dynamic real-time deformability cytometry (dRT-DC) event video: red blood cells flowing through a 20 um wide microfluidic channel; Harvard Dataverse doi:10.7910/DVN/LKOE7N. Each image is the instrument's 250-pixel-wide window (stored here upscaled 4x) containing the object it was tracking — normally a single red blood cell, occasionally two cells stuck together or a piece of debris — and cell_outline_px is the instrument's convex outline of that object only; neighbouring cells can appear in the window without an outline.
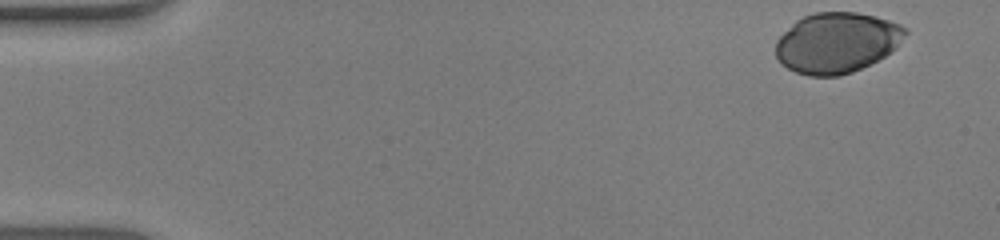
{"species": "human", "species_latin": "Homo sapiens", "temperature_condition": "warm", "stored_images_in_passage": 50, "camera_frame_rate_fps": 3000, "um_per_image_px": 0.085, "donor": {"sex": "male"}, "frame": {"image": 1, "passage_image": 1, "time_ms": 0.0, "image_size_px": [1000, 240], "cell_outline_px": [[908, 32], [896, 48], [884, 56], [852, 72], [836, 76], [808, 76], [796, 72], [788, 68], [776, 56], [776, 40], [796, 20], [804, 16], [816, 12], [856, 12], [876, 16], [900, 24]], "centroid_in_image_um": [71.13, 3.62], "position_along_channel_um": 13.9, "area_um2": 45.37}}
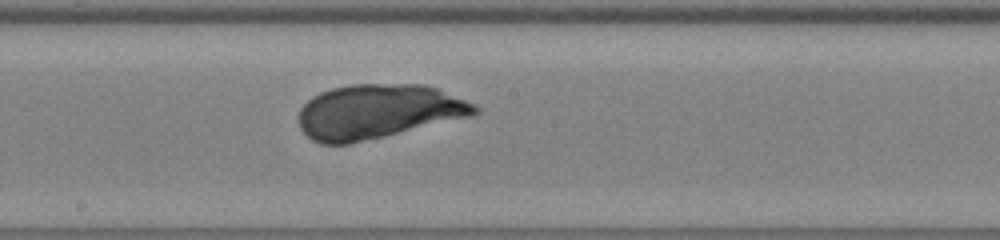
{"frame": {"image": 2, "passage_image": 27, "time_ms": 8.667, "image_size_px": [1000, 240], "cell_outline_px": [[480, 112], [476, 116], [348, 144], [320, 144], [312, 140], [300, 128], [300, 108], [312, 96], [320, 92], [332, 88], [352, 84], [424, 84], [440, 88], [476, 104], [480, 108]], "centroid_in_image_um": [32.21, 9.47], "position_along_channel_um": 216.0, "area_um2": 56.3}}
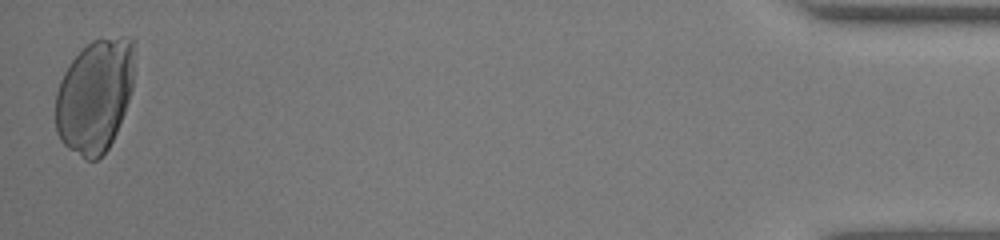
{"frame": {"image": 3, "passage_image": 50, "time_ms": 16.333, "image_size_px": [1000, 240], "cell_outline_px": [[136, 40], [132, 88], [124, 112], [116, 132], [108, 148], [96, 160], [84, 160], [68, 148], [60, 140], [56, 132], [56, 92], [60, 80], [64, 72], [72, 60], [92, 40], [120, 36], [136, 36]], "centroid_in_image_um": [8.08, 8.11], "position_along_channel_um": 427.1, "area_um2": 52.48}}